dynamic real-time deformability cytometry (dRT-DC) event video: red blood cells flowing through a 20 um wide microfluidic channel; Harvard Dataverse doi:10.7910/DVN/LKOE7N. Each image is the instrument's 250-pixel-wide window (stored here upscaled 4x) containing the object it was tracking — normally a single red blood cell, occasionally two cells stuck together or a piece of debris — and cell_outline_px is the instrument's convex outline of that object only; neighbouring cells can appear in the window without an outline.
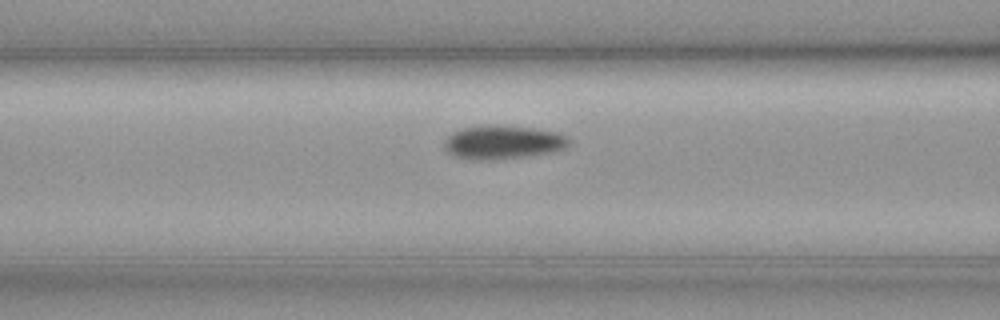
{"species": "common noctule bat (a hibernating species)", "species_latin": "Nyctalus noctula", "temperature_condition": "cold", "stored_images_in_passage": 40, "camera_frame_rate_fps": 3000, "um_per_image_px": 0.085, "animal": {"sex": "female", "body_mass_g": 19.3, "forearm_length_mm": 54.1}, "frame": {"image": 1, "passage_image": 11, "time_ms": 3.333, "image_size_px": [1000, 320], "cell_outline_px": [[568, 144], [564, 148], [548, 152], [524, 156], [480, 160], [476, 160], [452, 156], [444, 152], [444, 140], [452, 132], [464, 128], [488, 124], [532, 128], [556, 132], [568, 136]], "centroid_in_image_um": [42.66, 12.08], "position_along_channel_um": 123.9, "area_um2": 24.22}}
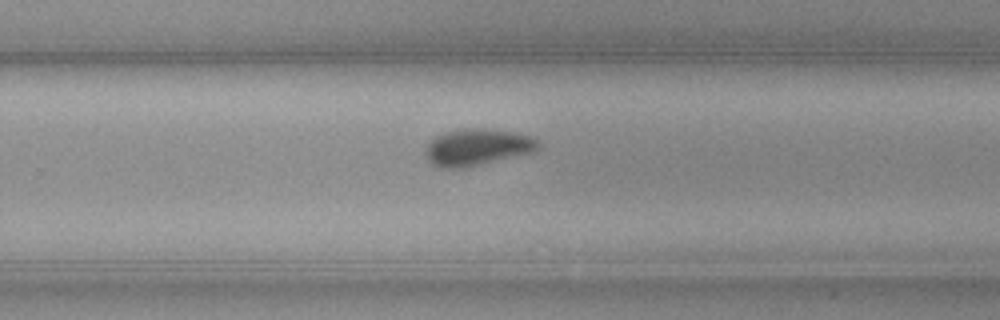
{"frame": {"image": 2, "passage_image": 25, "time_ms": 8.0, "image_size_px": [1000, 320], "cell_outline_px": [[540, 148], [532, 152], [464, 168], [440, 168], [432, 164], [428, 160], [424, 152], [428, 144], [436, 136], [448, 132], [468, 128], [480, 128], [512, 132], [532, 136], [540, 144]], "centroid_in_image_um": [40.56, 12.52], "position_along_channel_um": 289.2, "area_um2": 23.81}}
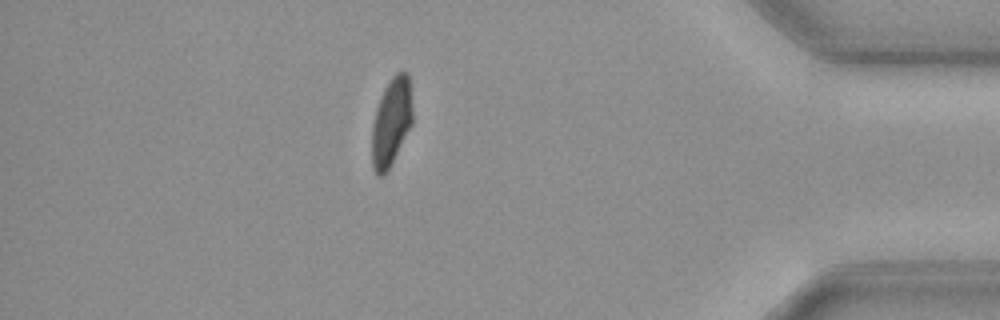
{"frame": {"image": 3, "passage_image": 38, "time_ms": 12.333, "image_size_px": [1000, 320], "cell_outline_px": [[412, 124], [388, 168], [380, 176], [376, 176], [372, 164], [372, 124], [376, 108], [380, 96], [384, 88], [392, 76], [396, 72], [408, 72], [412, 108]], "centroid_in_image_um": [33.25, 10.32], "position_along_channel_um": 402.0, "area_um2": 20.58}}